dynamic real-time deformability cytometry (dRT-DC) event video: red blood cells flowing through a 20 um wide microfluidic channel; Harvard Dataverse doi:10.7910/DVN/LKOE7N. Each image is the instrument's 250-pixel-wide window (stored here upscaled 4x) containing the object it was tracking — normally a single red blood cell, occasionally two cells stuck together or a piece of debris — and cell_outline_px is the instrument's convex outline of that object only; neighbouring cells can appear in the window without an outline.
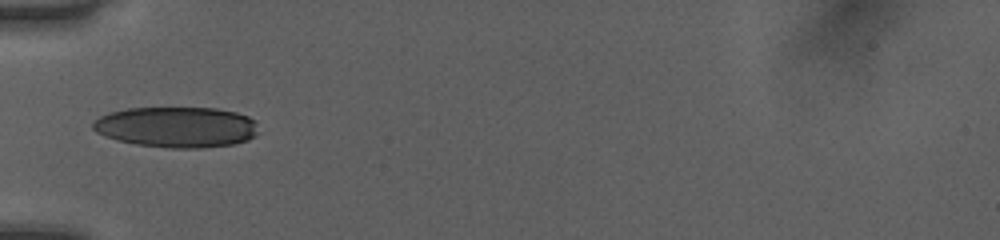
{"species": "human", "species_latin": "Homo sapiens", "temperature_condition": "room temperature", "stored_images_in_passage": 7, "camera_frame_rate_fps": 3000, "um_per_image_px": 0.085, "donor": {"sex": "female"}, "frame": {"image": 1, "passage_image": 1, "time_ms": 0.0, "image_size_px": [1000, 240], "cell_outline_px": [[256, 136], [248, 140], [232, 144], [200, 148], [168, 148], [136, 144], [120, 140], [96, 132], [92, 128], [92, 124], [100, 116], [108, 112], [128, 108], [216, 108], [236, 112], [248, 116], [256, 120]], "centroid_in_image_um": [15.03, 10.79], "position_along_channel_um": 70.0, "area_um2": 39.19}}
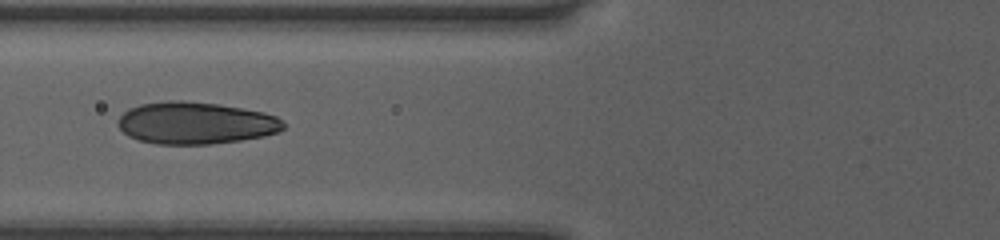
{"frame": {"image": 2, "passage_image": 4, "time_ms": 1.0, "image_size_px": [1000, 240], "cell_outline_px": [[284, 128], [276, 132], [264, 136], [240, 140], [208, 144], [156, 144], [140, 140], [128, 136], [120, 128], [120, 116], [128, 108], [140, 104], [168, 100], [180, 100], [216, 104], [264, 112], [276, 116], [284, 124]], "centroid_in_image_um": [16.61, 10.45], "position_along_channel_um": 109.2, "area_um2": 40.23}}